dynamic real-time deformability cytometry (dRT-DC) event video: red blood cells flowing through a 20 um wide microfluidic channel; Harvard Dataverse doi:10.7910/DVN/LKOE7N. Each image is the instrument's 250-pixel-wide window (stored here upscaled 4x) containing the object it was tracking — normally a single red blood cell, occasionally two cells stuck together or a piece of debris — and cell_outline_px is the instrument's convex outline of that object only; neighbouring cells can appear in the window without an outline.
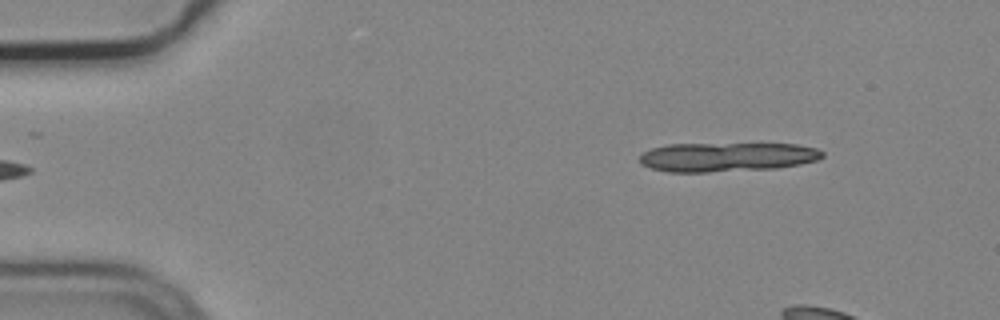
{"species": "common noctule bat (a hibernating species)", "species_latin": "Nyctalus noctula", "temperature_condition": "cold", "stored_images_in_passage": 7, "camera_frame_rate_fps": 3000, "um_per_image_px": 0.085, "animal": {"sex": "male", "body_mass_g": 19.2, "forearm_length_mm": 51.8}, "frame": {"image": 1, "passage_image": 1, "time_ms": 0.0, "image_size_px": [1000, 320], "cell_outline_px": [[824, 156], [816, 160], [800, 164], [776, 168], [708, 172], [668, 172], [652, 168], [640, 164], [640, 156], [644, 152], [652, 148], [668, 144], [796, 144], [816, 148], [824, 152]], "centroid_in_image_um": [61.79, 13.34], "position_along_channel_um": 23.2, "area_um2": 30.98}}